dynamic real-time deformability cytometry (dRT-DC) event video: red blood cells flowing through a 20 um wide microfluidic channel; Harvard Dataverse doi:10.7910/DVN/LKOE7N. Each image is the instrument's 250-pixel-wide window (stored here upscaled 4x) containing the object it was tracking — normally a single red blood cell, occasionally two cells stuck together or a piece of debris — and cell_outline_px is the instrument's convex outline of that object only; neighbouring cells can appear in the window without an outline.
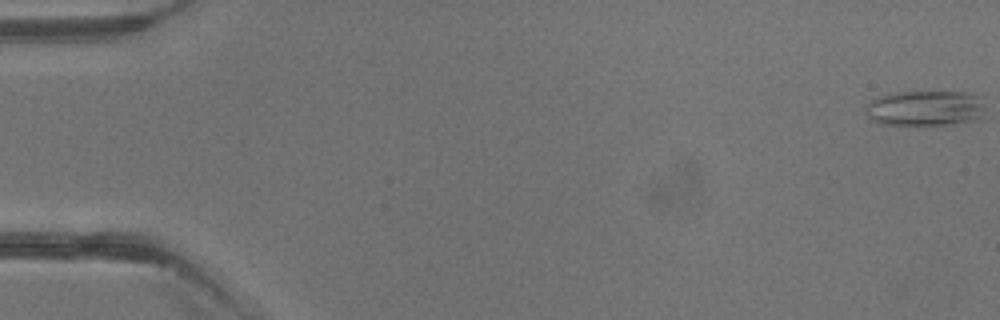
{"species": "common noctule bat (a hibernating species)", "species_latin": "Nyctalus noctula", "temperature_condition": "warm", "stored_images_in_passage": 4, "camera_frame_rate_fps": 3000, "um_per_image_px": 0.085, "animal": {"sex": "male", "body_mass_g": 13.3}, "frame": {"image": 1, "passage_image": 1, "time_ms": 0.0, "image_size_px": [1000, 320], "cell_outline_px": [[984, 96], [980, 120], [948, 124], [880, 124], [872, 120], [868, 116], [864, 108], [864, 104], [888, 92], [972, 92]], "centroid_in_image_um": [78.65, 9.17], "position_along_channel_um": 6.4, "area_um2": 24.97}}
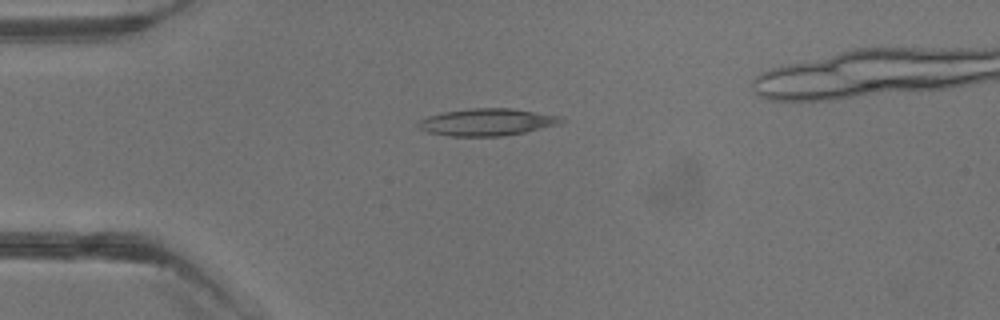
{"frame": {"image": 2, "passage_image": 4, "time_ms": 3.333, "image_size_px": [1000, 320], "cell_outline_px": [[564, 120], [560, 124], [524, 132], [504, 136], [448, 136], [428, 132], [420, 128], [416, 124], [420, 120], [428, 116], [444, 112], [468, 108], [512, 108], [560, 116]], "centroid_in_image_um": [41.39, 10.38], "position_along_channel_um": 43.6, "area_um2": 22.54}}